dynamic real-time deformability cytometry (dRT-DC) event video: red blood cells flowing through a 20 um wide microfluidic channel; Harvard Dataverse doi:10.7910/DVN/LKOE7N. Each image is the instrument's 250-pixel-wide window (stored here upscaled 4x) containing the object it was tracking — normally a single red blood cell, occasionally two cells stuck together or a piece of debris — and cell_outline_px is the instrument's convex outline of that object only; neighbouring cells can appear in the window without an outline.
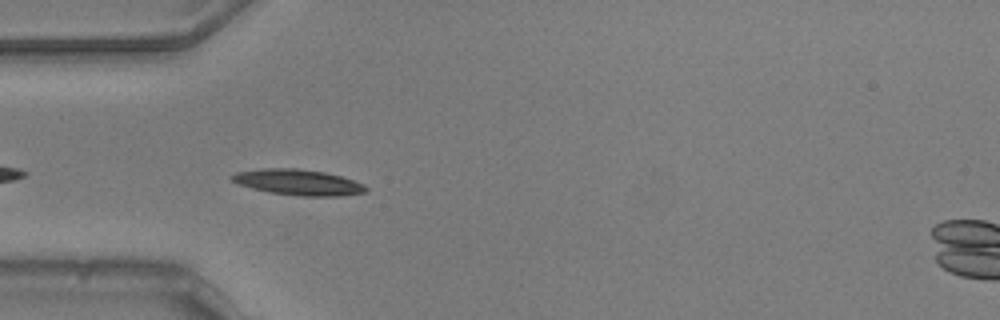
{"species": "common noctule bat (a hibernating species)", "species_latin": "Nyctalus noctula", "temperature_condition": "warm", "stored_images_in_passage": 6, "camera_frame_rate_fps": 3000, "um_per_image_px": 0.085, "animal": {"sex": "male", "body_mass_g": 20.5, "forearm_length_mm": 52.5}, "frame": {"image": 1, "passage_image": 3, "time_ms": 0.667, "image_size_px": [1000, 320], "cell_outline_px": [[368, 192], [344, 196], [300, 196], [268, 192], [236, 184], [228, 176], [236, 172], [260, 168], [300, 168], [324, 172], [340, 176], [364, 184], [368, 188]], "centroid_in_image_um": [25.33, 15.49], "position_along_channel_um": 59.7, "area_um2": 20.4}}